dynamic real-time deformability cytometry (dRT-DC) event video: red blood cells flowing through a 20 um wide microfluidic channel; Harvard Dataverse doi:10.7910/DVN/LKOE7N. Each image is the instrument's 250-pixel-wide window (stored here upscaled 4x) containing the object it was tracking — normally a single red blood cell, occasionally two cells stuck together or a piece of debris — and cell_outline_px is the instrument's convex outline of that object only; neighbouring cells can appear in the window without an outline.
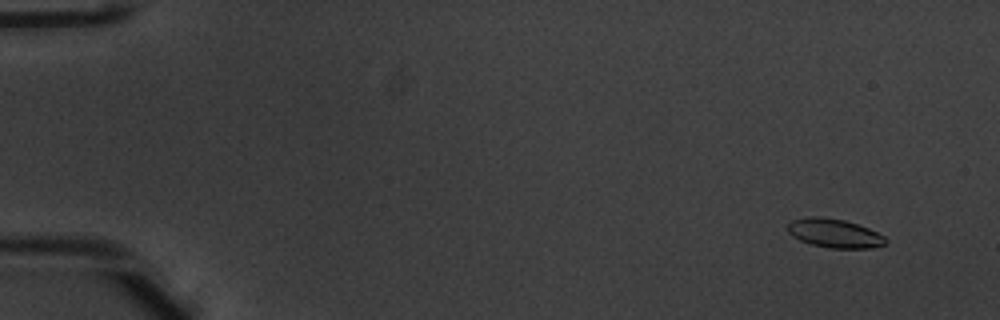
{"species": "common noctule bat (a hibernating species)", "species_latin": "Nyctalus noctula", "temperature_condition": "warm", "stored_images_in_passage": 52, "camera_frame_rate_fps": 3000, "um_per_image_px": 0.085, "animal": {"sex": "male", "body_mass_g": 20.1, "forearm_length_mm": 53.5}, "frame": {"image": 1, "passage_image": 3, "time_ms": 0.667, "image_size_px": [1000, 320], "cell_outline_px": [[888, 240], [884, 244], [872, 248], [828, 248], [812, 244], [800, 240], [792, 236], [788, 232], [788, 224], [792, 220], [808, 216], [820, 216], [844, 220], [868, 228], [884, 236]], "centroid_in_image_um": [70.91, 19.82], "position_along_channel_um": 14.1, "area_um2": 16.42}}
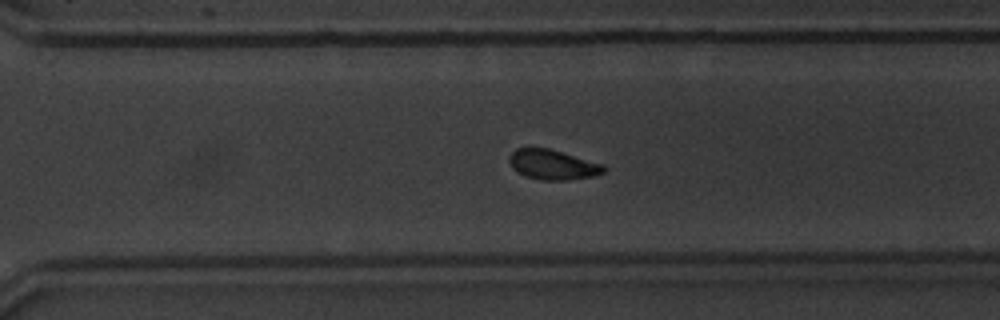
{"frame": {"image": 2, "passage_image": 37, "time_ms": 12.0, "image_size_px": [1000, 320], "cell_outline_px": [[604, 172], [592, 176], [564, 180], [540, 180], [528, 176], [512, 168], [508, 160], [508, 156], [516, 148], [548, 148], [604, 164]], "centroid_in_image_um": [46.96, 13.98], "position_along_channel_um": 323.6, "area_um2": 16.24}}
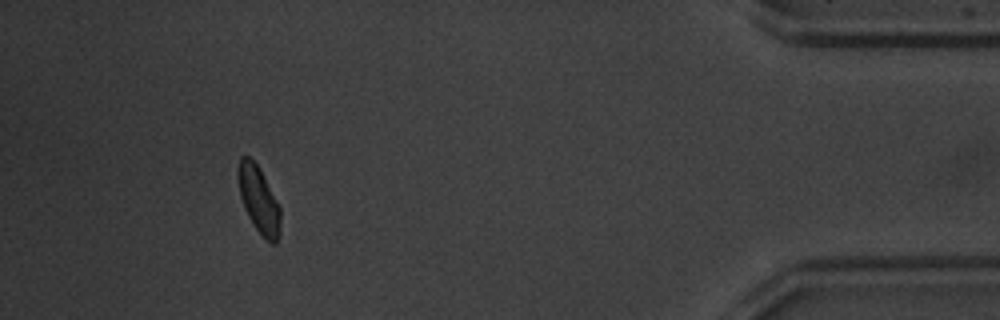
{"frame": {"image": 3, "passage_image": 48, "time_ms": 15.667, "image_size_px": [1000, 320], "cell_outline_px": [[280, 236], [276, 244], [272, 244], [256, 228], [248, 216], [244, 208], [240, 196], [236, 176], [236, 168], [240, 156], [248, 156], [256, 164], [280, 208]], "centroid_in_image_um": [21.95, 16.96], "position_along_channel_um": 413.2, "area_um2": 16.24}, "authors_computed_cell_mechanics": {"area_um2": 16.9354, "velocity_mm_per_s": 3.9142, "shape_relaxation_time_tau1_ms": 2.3593, "shape_relaxation_time_tau2_ms": 2.7806, "deformation_change_tau1": 0.1074, "deformation_change_tau2": 0.0608}}